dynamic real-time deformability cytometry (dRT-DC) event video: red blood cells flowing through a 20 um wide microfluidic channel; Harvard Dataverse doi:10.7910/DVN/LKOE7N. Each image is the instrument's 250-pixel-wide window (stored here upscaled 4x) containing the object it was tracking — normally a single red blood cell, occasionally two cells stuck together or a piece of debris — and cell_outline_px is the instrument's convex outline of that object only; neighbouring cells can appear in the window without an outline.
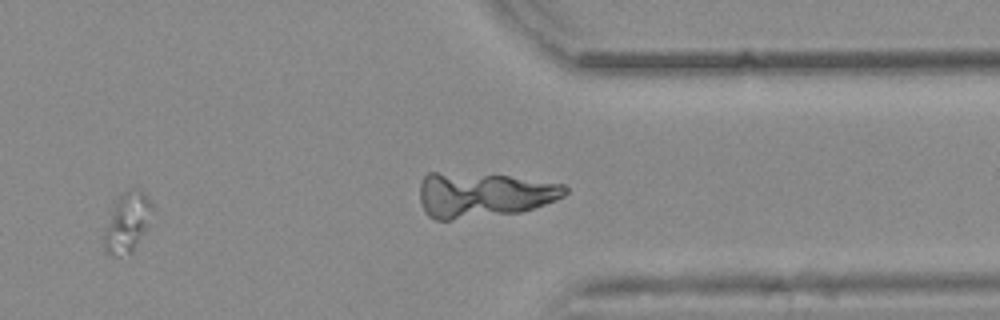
{"species": "common noctule bat (a hibernating species)", "species_latin": "Nyctalus noctula", "temperature_condition": "warm", "stored_images_in_passage": 43, "segment_of_instrument_passage": [2, 2], "camera_frame_rate_fps": 3000, "um_per_image_px": 0.085, "animal": {"sex": "female", "body_mass_g": 25.1}, "frame": {"image": 1, "passage_image": 40, "time_ms": 13.0, "image_size_px": [1000, 320], "cell_outline_px": [[152, 208], [148, 224], [144, 232], [132, 252], [116, 256], [108, 252], [104, 248], [104, 232], [116, 204], [120, 196], [128, 188], [140, 188], [144, 192], [152, 204]], "centroid_in_image_um": [10.84, 18.88], "position_along_channel_um": 400.6, "area_um2": 16.07}}